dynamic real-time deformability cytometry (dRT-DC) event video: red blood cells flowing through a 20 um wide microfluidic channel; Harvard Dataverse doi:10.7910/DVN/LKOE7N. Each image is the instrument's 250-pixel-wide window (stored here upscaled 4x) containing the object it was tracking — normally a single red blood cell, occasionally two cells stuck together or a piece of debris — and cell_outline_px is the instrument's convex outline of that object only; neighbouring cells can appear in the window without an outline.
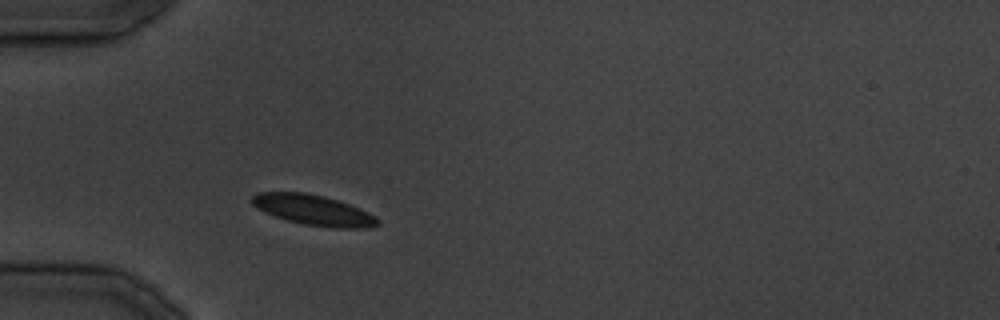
{"species": "common noctule bat (a hibernating species)", "species_latin": "Nyctalus noctula", "temperature_condition": "cold", "stored_images_in_passage": 27, "camera_frame_rate_fps": 3000, "um_per_image_px": 0.085, "animal": {"sex": "male", "body_mass_g": 19.5, "forearm_length_mm": 54.6}, "frame": {"image": 1, "passage_image": 5, "time_ms": 4.667, "image_size_px": [1000, 320], "cell_outline_px": [[380, 224], [372, 228], [336, 228], [304, 224], [288, 220], [264, 212], [252, 204], [252, 196], [260, 192], [308, 192], [324, 196], [348, 204], [368, 212], [376, 216], [380, 220]], "centroid_in_image_um": [26.68, 17.86], "position_along_channel_um": 58.3, "area_um2": 22.14}}
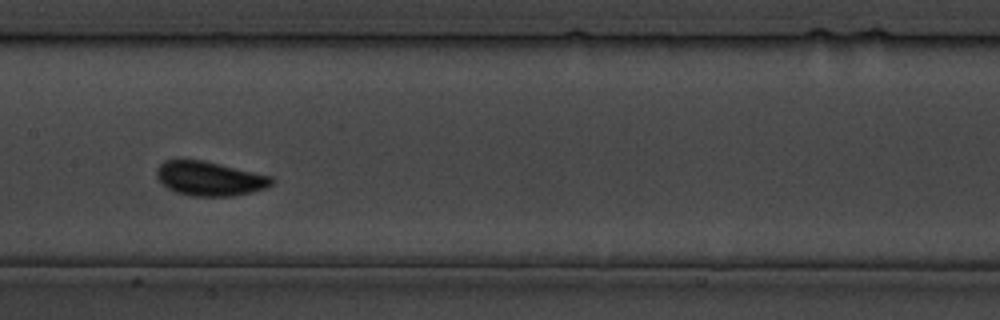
{"frame": {"image": 2, "passage_image": 12, "time_ms": 13.667, "image_size_px": [1000, 320], "cell_outline_px": [[276, 180], [272, 184], [264, 188], [252, 192], [232, 196], [192, 196], [176, 192], [168, 188], [156, 176], [156, 168], [164, 160], [176, 156], [204, 160], [272, 176]], "centroid_in_image_um": [17.77, 15.13], "position_along_channel_um": 189.6, "area_um2": 23.52}}
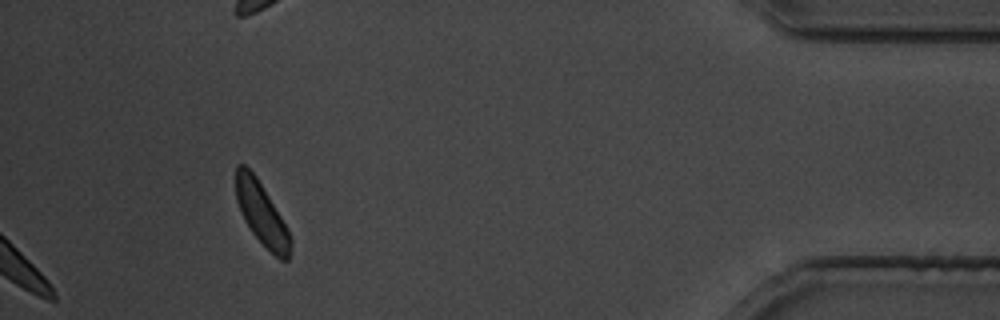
{"frame": {"image": 3, "passage_image": 27, "time_ms": 31.667, "image_size_px": [1000, 320], "cell_outline_px": [[292, 244], [288, 260], [280, 260], [252, 232], [244, 220], [236, 200], [236, 164], [244, 164], [256, 176], [288, 228], [292, 240]], "centroid_in_image_um": [22.24, 18.16], "position_along_channel_um": 413.0, "area_um2": 19.59}}